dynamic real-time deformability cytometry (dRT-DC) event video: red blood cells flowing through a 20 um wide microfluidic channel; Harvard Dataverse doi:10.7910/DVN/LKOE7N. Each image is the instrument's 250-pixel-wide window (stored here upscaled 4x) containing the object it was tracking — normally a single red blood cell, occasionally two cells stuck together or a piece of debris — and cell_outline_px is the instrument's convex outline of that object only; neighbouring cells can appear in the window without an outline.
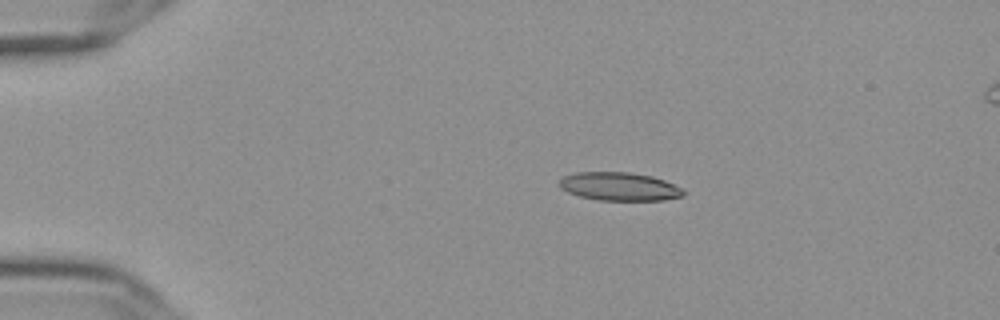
{"species": "Egyptian fruit bat (a non-hibernating species)", "species_latin": "Rousettus aegyptiacus", "temperature_condition": "cold", "stored_images_in_passage": 46, "camera_frame_rate_fps": 3000, "um_per_image_px": 0.085, "frame": {"image": 1, "passage_image": 1, "time_ms": 0.0, "image_size_px": [1000, 320], "cell_outline_px": [[684, 196], [664, 200], [600, 200], [580, 196], [568, 192], [560, 188], [560, 180], [564, 176], [576, 172], [628, 172], [652, 176], [664, 180], [680, 188], [684, 192]], "centroid_in_image_um": [52.64, 15.85], "position_along_channel_um": 32.4, "area_um2": 20.29}}
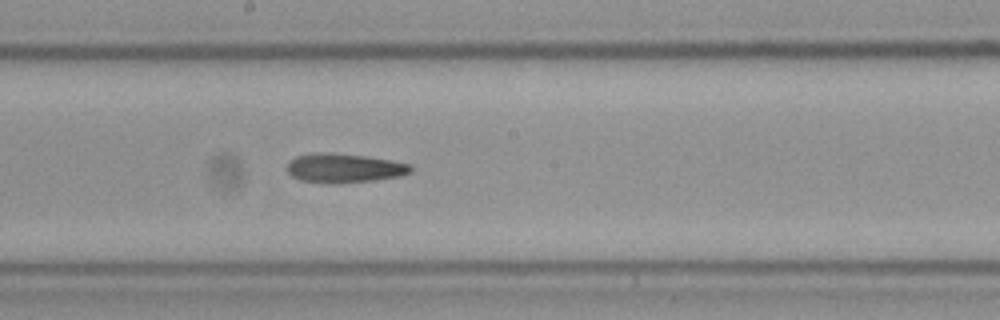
{"frame": {"image": 2, "passage_image": 21, "time_ms": 6.667, "image_size_px": [1000, 320], "cell_outline_px": [[412, 172], [400, 176], [372, 180], [332, 184], [300, 180], [292, 176], [288, 172], [288, 164], [296, 156], [316, 152], [364, 156], [412, 164]], "centroid_in_image_um": [29.26, 14.3], "position_along_channel_um": 218.9, "area_um2": 20.69}}
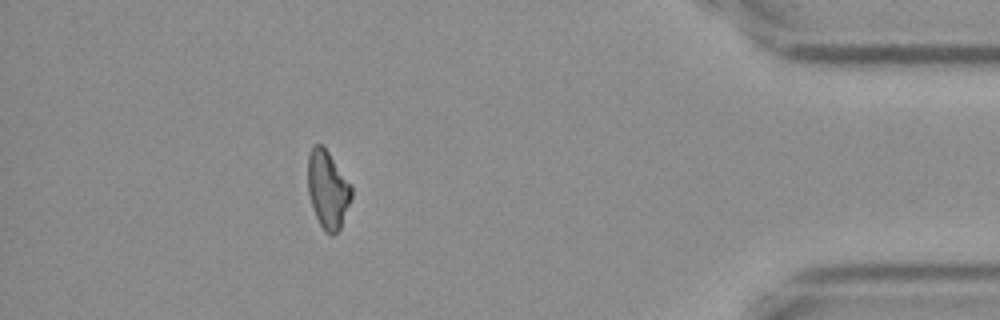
{"frame": {"image": 3, "passage_image": 40, "time_ms": 13.0, "image_size_px": [1000, 320], "cell_outline_px": [[352, 196], [340, 228], [332, 236], [324, 232], [316, 216], [308, 192], [308, 156], [312, 148], [316, 144], [320, 144], [328, 152], [352, 184]], "centroid_in_image_um": [27.87, 16.12], "position_along_channel_um": 407.3, "area_um2": 19.59}}